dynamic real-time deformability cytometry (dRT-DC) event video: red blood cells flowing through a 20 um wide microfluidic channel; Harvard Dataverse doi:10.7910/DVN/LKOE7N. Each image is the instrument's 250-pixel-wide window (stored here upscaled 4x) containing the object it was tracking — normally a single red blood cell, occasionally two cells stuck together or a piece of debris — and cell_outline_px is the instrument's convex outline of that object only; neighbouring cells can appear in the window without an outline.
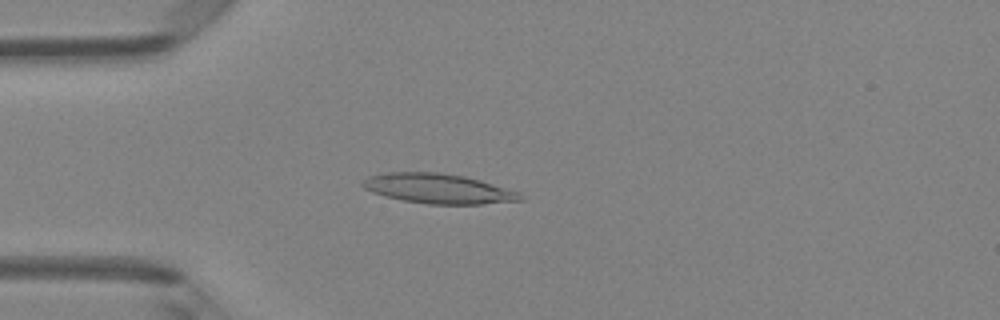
{"species": "Egyptian fruit bat (a non-hibernating species)", "species_latin": "Rousettus aegyptiacus", "temperature_condition": "room temperature", "stored_images_in_passage": 4, "camera_frame_rate_fps": 3000, "um_per_image_px": 0.085, "animal": {"sex": "female"}, "frame": {"image": 1, "passage_image": 3, "time_ms": 0.667, "image_size_px": [1000, 320], "cell_outline_px": [[524, 200], [484, 204], [428, 204], [404, 200], [372, 192], [364, 188], [360, 184], [368, 176], [380, 172], [440, 172], [464, 176], [480, 180], [520, 192], [524, 196]], "centroid_in_image_um": [37.27, 16.02], "position_along_channel_um": 47.7, "area_um2": 27.46}}